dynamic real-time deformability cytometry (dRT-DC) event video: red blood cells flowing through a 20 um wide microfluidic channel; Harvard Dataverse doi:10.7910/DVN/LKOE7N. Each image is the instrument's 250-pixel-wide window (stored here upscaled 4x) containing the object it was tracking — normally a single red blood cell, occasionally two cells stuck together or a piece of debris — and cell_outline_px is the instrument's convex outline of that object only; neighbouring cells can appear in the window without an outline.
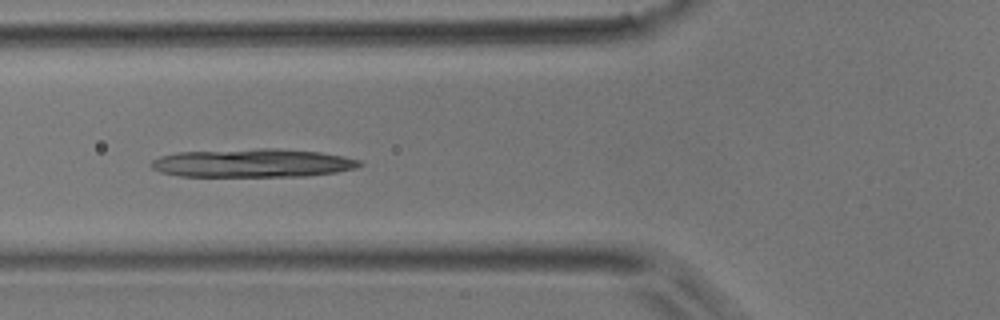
{"species": "common noctule bat (a hibernating species)", "species_latin": "Nyctalus noctula", "temperature_condition": "room temperature", "stored_images_in_passage": 10, "camera_frame_rate_fps": 3000, "um_per_image_px": 0.085, "animal": {"sex": "male", "body_mass_g": 17.9}, "frame": {"image": 1, "passage_image": 7, "time_ms": 2.0, "image_size_px": [1000, 320], "cell_outline_px": [[364, 164], [356, 168], [336, 172], [304, 176], [180, 176], [160, 172], [152, 168], [148, 164], [152, 160], [160, 156], [180, 152], [260, 148], [276, 148], [320, 152], [344, 156], [360, 160]], "centroid_in_image_um": [21.48, 13.85], "position_along_channel_um": 104.3, "area_um2": 34.62}}